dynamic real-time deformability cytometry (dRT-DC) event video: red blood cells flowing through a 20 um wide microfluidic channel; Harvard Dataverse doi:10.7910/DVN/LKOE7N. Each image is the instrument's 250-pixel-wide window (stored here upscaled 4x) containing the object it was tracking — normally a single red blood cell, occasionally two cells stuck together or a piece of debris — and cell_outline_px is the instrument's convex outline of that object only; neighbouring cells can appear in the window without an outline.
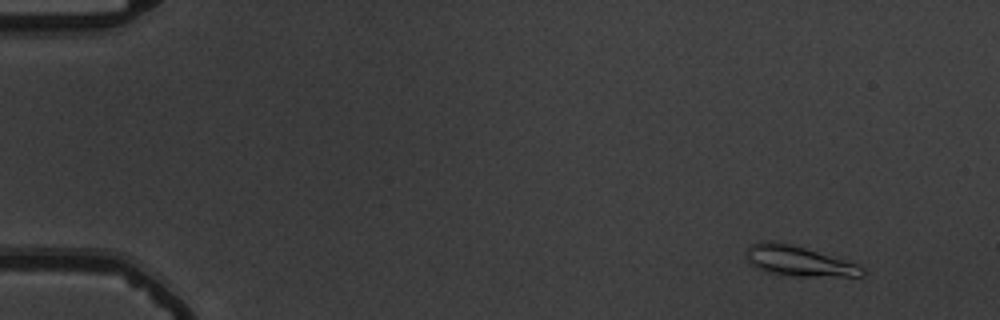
{"species": "common noctule bat (a hibernating species)", "species_latin": "Nyctalus noctula", "temperature_condition": "warm", "stored_images_in_passage": 56, "camera_frame_rate_fps": 3000, "um_per_image_px": 0.085, "animal": {"sex": "male", "body_mass_g": 19.5, "forearm_length_mm": 54.6}, "frame": {"image": 1, "passage_image": 6, "time_ms": 1.667, "image_size_px": [1000, 320], "cell_outline_px": [[864, 276], [800, 276], [764, 272], [756, 268], [748, 260], [744, 252], [748, 244], [792, 244], [848, 260], [864, 268]], "centroid_in_image_um": [67.93, 22.22], "position_along_channel_um": 17.1, "area_um2": 19.94}}
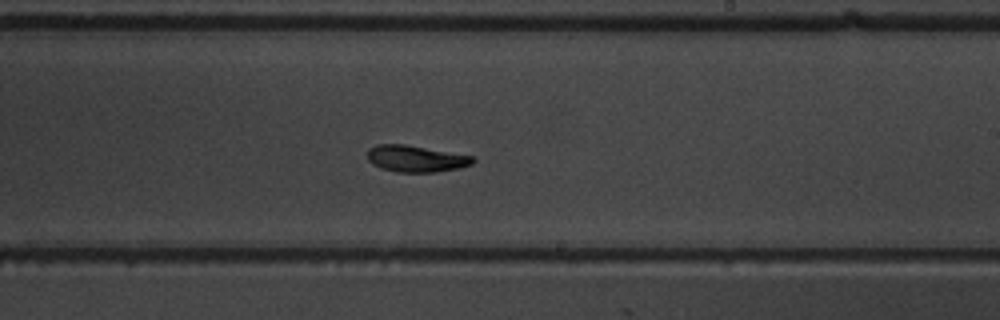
{"frame": {"image": 2, "passage_image": 35, "time_ms": 11.333, "image_size_px": [1000, 320], "cell_outline_px": [[476, 160], [472, 164], [460, 168], [436, 172], [396, 172], [380, 168], [372, 164], [368, 160], [368, 148], [376, 144], [404, 144], [472, 156]], "centroid_in_image_um": [35.33, 13.49], "position_along_channel_um": 253.7, "area_um2": 16.36}}
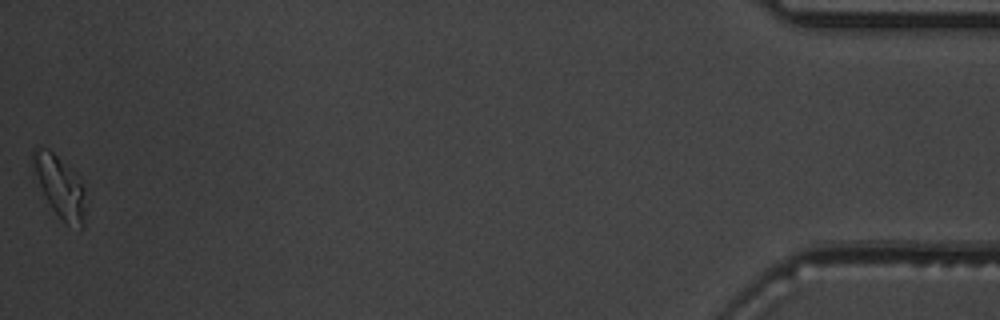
{"frame": {"image": 3, "passage_image": 56, "time_ms": 18.333, "image_size_px": [1000, 320], "cell_outline_px": [[84, 228], [80, 228], [64, 224], [52, 208], [32, 172], [32, 148], [48, 148], [76, 172], [84, 184]], "centroid_in_image_um": [5.09, 15.85], "position_along_channel_um": 430.1, "area_um2": 19.13}, "authors_computed_cell_mechanics": {"area_um2": 16.9354, "velocity_mm_per_s": 3.7599, "shape_relaxation_time_tau1_ms": 4.1964, "shape_relaxation_time_tau2_ms": 4.668, "deformation_change_tau1": 0.1738, "deformation_change_tau2": 0.0962}}